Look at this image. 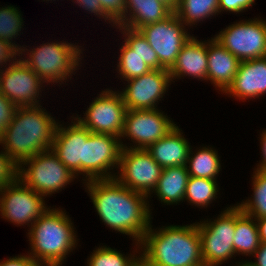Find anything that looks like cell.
<instances>
[{
  "instance_id": "6da1fadb",
  "label": "cell",
  "mask_w": 266,
  "mask_h": 266,
  "mask_svg": "<svg viewBox=\"0 0 266 266\" xmlns=\"http://www.w3.org/2000/svg\"><path fill=\"white\" fill-rule=\"evenodd\" d=\"M84 183L102 222L133 237L135 245L141 249L140 242L151 225L148 196L132 191L115 178Z\"/></svg>"
},
{
  "instance_id": "7a4b0ae2",
  "label": "cell",
  "mask_w": 266,
  "mask_h": 266,
  "mask_svg": "<svg viewBox=\"0 0 266 266\" xmlns=\"http://www.w3.org/2000/svg\"><path fill=\"white\" fill-rule=\"evenodd\" d=\"M57 125L41 105L17 107L1 135L0 145L19 166L38 153L51 150Z\"/></svg>"
},
{
  "instance_id": "3957f363",
  "label": "cell",
  "mask_w": 266,
  "mask_h": 266,
  "mask_svg": "<svg viewBox=\"0 0 266 266\" xmlns=\"http://www.w3.org/2000/svg\"><path fill=\"white\" fill-rule=\"evenodd\" d=\"M160 229V230H159ZM150 228L140 242L139 255L150 266H204L197 223Z\"/></svg>"
},
{
  "instance_id": "277c9868",
  "label": "cell",
  "mask_w": 266,
  "mask_h": 266,
  "mask_svg": "<svg viewBox=\"0 0 266 266\" xmlns=\"http://www.w3.org/2000/svg\"><path fill=\"white\" fill-rule=\"evenodd\" d=\"M29 229V256L39 265L61 266L78 244L71 219L58 208L48 209Z\"/></svg>"
},
{
  "instance_id": "5b68a950",
  "label": "cell",
  "mask_w": 266,
  "mask_h": 266,
  "mask_svg": "<svg viewBox=\"0 0 266 266\" xmlns=\"http://www.w3.org/2000/svg\"><path fill=\"white\" fill-rule=\"evenodd\" d=\"M29 52H27L29 58H20L47 84L48 82L60 83V81L63 83L70 75L72 76L82 59L80 46L66 43V41L47 42Z\"/></svg>"
},
{
  "instance_id": "8992f818",
  "label": "cell",
  "mask_w": 266,
  "mask_h": 266,
  "mask_svg": "<svg viewBox=\"0 0 266 266\" xmlns=\"http://www.w3.org/2000/svg\"><path fill=\"white\" fill-rule=\"evenodd\" d=\"M29 165L28 168L25 166ZM24 166V168H23ZM18 178L42 196L51 195L76 178L53 153L47 150L23 161L19 165Z\"/></svg>"
},
{
  "instance_id": "52a82bcc",
  "label": "cell",
  "mask_w": 266,
  "mask_h": 266,
  "mask_svg": "<svg viewBox=\"0 0 266 266\" xmlns=\"http://www.w3.org/2000/svg\"><path fill=\"white\" fill-rule=\"evenodd\" d=\"M214 221L197 222L204 266H218L235 255L233 239L236 206L228 207Z\"/></svg>"
},
{
  "instance_id": "ba28073f",
  "label": "cell",
  "mask_w": 266,
  "mask_h": 266,
  "mask_svg": "<svg viewBox=\"0 0 266 266\" xmlns=\"http://www.w3.org/2000/svg\"><path fill=\"white\" fill-rule=\"evenodd\" d=\"M119 167L120 174L114 178L132 191L148 197L155 189L163 171L147 149L128 148L124 144Z\"/></svg>"
},
{
  "instance_id": "9c48e42d",
  "label": "cell",
  "mask_w": 266,
  "mask_h": 266,
  "mask_svg": "<svg viewBox=\"0 0 266 266\" xmlns=\"http://www.w3.org/2000/svg\"><path fill=\"white\" fill-rule=\"evenodd\" d=\"M214 39L240 61L266 57V20L236 22L221 30Z\"/></svg>"
},
{
  "instance_id": "30bf717a",
  "label": "cell",
  "mask_w": 266,
  "mask_h": 266,
  "mask_svg": "<svg viewBox=\"0 0 266 266\" xmlns=\"http://www.w3.org/2000/svg\"><path fill=\"white\" fill-rule=\"evenodd\" d=\"M106 90L92 101L85 112V117H75V119L91 133L109 134L121 138L127 107L121 93Z\"/></svg>"
},
{
  "instance_id": "8fae6325",
  "label": "cell",
  "mask_w": 266,
  "mask_h": 266,
  "mask_svg": "<svg viewBox=\"0 0 266 266\" xmlns=\"http://www.w3.org/2000/svg\"><path fill=\"white\" fill-rule=\"evenodd\" d=\"M184 23L173 12L166 19L142 26L138 30L156 52L159 63L170 69L183 46L191 39Z\"/></svg>"
},
{
  "instance_id": "7c38bea8",
  "label": "cell",
  "mask_w": 266,
  "mask_h": 266,
  "mask_svg": "<svg viewBox=\"0 0 266 266\" xmlns=\"http://www.w3.org/2000/svg\"><path fill=\"white\" fill-rule=\"evenodd\" d=\"M44 196L27 187L19 178L0 190V213L11 223H35L48 209Z\"/></svg>"
},
{
  "instance_id": "4fadbf2b",
  "label": "cell",
  "mask_w": 266,
  "mask_h": 266,
  "mask_svg": "<svg viewBox=\"0 0 266 266\" xmlns=\"http://www.w3.org/2000/svg\"><path fill=\"white\" fill-rule=\"evenodd\" d=\"M121 138L109 134L91 133L84 144V181L112 179L110 169L119 168ZM86 174V175H85Z\"/></svg>"
},
{
  "instance_id": "5bb4252c",
  "label": "cell",
  "mask_w": 266,
  "mask_h": 266,
  "mask_svg": "<svg viewBox=\"0 0 266 266\" xmlns=\"http://www.w3.org/2000/svg\"><path fill=\"white\" fill-rule=\"evenodd\" d=\"M157 109L127 110L121 137H129L137 149H148L176 126Z\"/></svg>"
},
{
  "instance_id": "9a60e30c",
  "label": "cell",
  "mask_w": 266,
  "mask_h": 266,
  "mask_svg": "<svg viewBox=\"0 0 266 266\" xmlns=\"http://www.w3.org/2000/svg\"><path fill=\"white\" fill-rule=\"evenodd\" d=\"M0 70V92L17 107L37 106L44 81L22 60Z\"/></svg>"
},
{
  "instance_id": "2e32d148",
  "label": "cell",
  "mask_w": 266,
  "mask_h": 266,
  "mask_svg": "<svg viewBox=\"0 0 266 266\" xmlns=\"http://www.w3.org/2000/svg\"><path fill=\"white\" fill-rule=\"evenodd\" d=\"M126 81L128 85L120 93L127 110L157 109L156 104L168 90L171 77L168 69H157Z\"/></svg>"
},
{
  "instance_id": "e0dca14e",
  "label": "cell",
  "mask_w": 266,
  "mask_h": 266,
  "mask_svg": "<svg viewBox=\"0 0 266 266\" xmlns=\"http://www.w3.org/2000/svg\"><path fill=\"white\" fill-rule=\"evenodd\" d=\"M69 127L57 125L51 150L76 176L84 175V144L91 132L76 119Z\"/></svg>"
},
{
  "instance_id": "ac0fdd59",
  "label": "cell",
  "mask_w": 266,
  "mask_h": 266,
  "mask_svg": "<svg viewBox=\"0 0 266 266\" xmlns=\"http://www.w3.org/2000/svg\"><path fill=\"white\" fill-rule=\"evenodd\" d=\"M226 94L239 99L259 98L266 93V57L241 61Z\"/></svg>"
},
{
  "instance_id": "d6986e66",
  "label": "cell",
  "mask_w": 266,
  "mask_h": 266,
  "mask_svg": "<svg viewBox=\"0 0 266 266\" xmlns=\"http://www.w3.org/2000/svg\"><path fill=\"white\" fill-rule=\"evenodd\" d=\"M207 58V80L224 93L232 84L241 61L214 38L207 42Z\"/></svg>"
},
{
  "instance_id": "ffe728a7",
  "label": "cell",
  "mask_w": 266,
  "mask_h": 266,
  "mask_svg": "<svg viewBox=\"0 0 266 266\" xmlns=\"http://www.w3.org/2000/svg\"><path fill=\"white\" fill-rule=\"evenodd\" d=\"M207 71V42L198 41L192 36L180 50L175 63L169 69L171 81L181 76L207 80Z\"/></svg>"
},
{
  "instance_id": "44dd1931",
  "label": "cell",
  "mask_w": 266,
  "mask_h": 266,
  "mask_svg": "<svg viewBox=\"0 0 266 266\" xmlns=\"http://www.w3.org/2000/svg\"><path fill=\"white\" fill-rule=\"evenodd\" d=\"M181 133V129L175 126L147 149L162 168L186 166L191 147Z\"/></svg>"
},
{
  "instance_id": "7402d4cb",
  "label": "cell",
  "mask_w": 266,
  "mask_h": 266,
  "mask_svg": "<svg viewBox=\"0 0 266 266\" xmlns=\"http://www.w3.org/2000/svg\"><path fill=\"white\" fill-rule=\"evenodd\" d=\"M173 12L160 0H125L124 18L118 26L138 30L144 25L166 19Z\"/></svg>"
},
{
  "instance_id": "603a6c76",
  "label": "cell",
  "mask_w": 266,
  "mask_h": 266,
  "mask_svg": "<svg viewBox=\"0 0 266 266\" xmlns=\"http://www.w3.org/2000/svg\"><path fill=\"white\" fill-rule=\"evenodd\" d=\"M189 173L186 166L163 168L160 179L153 190L164 204L183 202Z\"/></svg>"
},
{
  "instance_id": "cb8c5ba5",
  "label": "cell",
  "mask_w": 266,
  "mask_h": 266,
  "mask_svg": "<svg viewBox=\"0 0 266 266\" xmlns=\"http://www.w3.org/2000/svg\"><path fill=\"white\" fill-rule=\"evenodd\" d=\"M255 218L242 212L236 204V226L233 239L235 254L253 255L260 246V238Z\"/></svg>"
},
{
  "instance_id": "d4e9b609",
  "label": "cell",
  "mask_w": 266,
  "mask_h": 266,
  "mask_svg": "<svg viewBox=\"0 0 266 266\" xmlns=\"http://www.w3.org/2000/svg\"><path fill=\"white\" fill-rule=\"evenodd\" d=\"M191 149L186 163L189 176L216 180L221 169L217 151L211 147H202L195 154Z\"/></svg>"
},
{
  "instance_id": "484cf974",
  "label": "cell",
  "mask_w": 266,
  "mask_h": 266,
  "mask_svg": "<svg viewBox=\"0 0 266 266\" xmlns=\"http://www.w3.org/2000/svg\"><path fill=\"white\" fill-rule=\"evenodd\" d=\"M174 12L185 26H192L219 13V0H179Z\"/></svg>"
},
{
  "instance_id": "4316f807",
  "label": "cell",
  "mask_w": 266,
  "mask_h": 266,
  "mask_svg": "<svg viewBox=\"0 0 266 266\" xmlns=\"http://www.w3.org/2000/svg\"><path fill=\"white\" fill-rule=\"evenodd\" d=\"M217 185L216 180L189 176L184 200L198 207H207L217 198Z\"/></svg>"
},
{
  "instance_id": "83f0119b",
  "label": "cell",
  "mask_w": 266,
  "mask_h": 266,
  "mask_svg": "<svg viewBox=\"0 0 266 266\" xmlns=\"http://www.w3.org/2000/svg\"><path fill=\"white\" fill-rule=\"evenodd\" d=\"M253 175V199L243 201L238 206L242 212L255 219L266 217V171L255 169Z\"/></svg>"
},
{
  "instance_id": "f1b7e54d",
  "label": "cell",
  "mask_w": 266,
  "mask_h": 266,
  "mask_svg": "<svg viewBox=\"0 0 266 266\" xmlns=\"http://www.w3.org/2000/svg\"><path fill=\"white\" fill-rule=\"evenodd\" d=\"M119 30L125 35V42L133 52L138 54L142 60L152 70L165 69L160 63L158 56L154 49L149 45L145 37L139 30H134L126 26H117Z\"/></svg>"
},
{
  "instance_id": "f546056e",
  "label": "cell",
  "mask_w": 266,
  "mask_h": 266,
  "mask_svg": "<svg viewBox=\"0 0 266 266\" xmlns=\"http://www.w3.org/2000/svg\"><path fill=\"white\" fill-rule=\"evenodd\" d=\"M23 19L19 10L14 6H5L0 8V39L8 41L11 44H14L19 50L22 56V52L26 47L21 48L15 43H12L13 38L15 39L23 28ZM11 40V41H10Z\"/></svg>"
},
{
  "instance_id": "4dcf8cb0",
  "label": "cell",
  "mask_w": 266,
  "mask_h": 266,
  "mask_svg": "<svg viewBox=\"0 0 266 266\" xmlns=\"http://www.w3.org/2000/svg\"><path fill=\"white\" fill-rule=\"evenodd\" d=\"M120 50L117 69L125 81L147 74L152 70L126 43L122 45Z\"/></svg>"
},
{
  "instance_id": "1f68e13d",
  "label": "cell",
  "mask_w": 266,
  "mask_h": 266,
  "mask_svg": "<svg viewBox=\"0 0 266 266\" xmlns=\"http://www.w3.org/2000/svg\"><path fill=\"white\" fill-rule=\"evenodd\" d=\"M90 255L88 266H133L141 257L134 255L124 256L109 246H101ZM136 257V258H134Z\"/></svg>"
},
{
  "instance_id": "d6a6232c",
  "label": "cell",
  "mask_w": 266,
  "mask_h": 266,
  "mask_svg": "<svg viewBox=\"0 0 266 266\" xmlns=\"http://www.w3.org/2000/svg\"><path fill=\"white\" fill-rule=\"evenodd\" d=\"M19 166L4 151L0 153V190L18 179Z\"/></svg>"
},
{
  "instance_id": "836d02e7",
  "label": "cell",
  "mask_w": 266,
  "mask_h": 266,
  "mask_svg": "<svg viewBox=\"0 0 266 266\" xmlns=\"http://www.w3.org/2000/svg\"><path fill=\"white\" fill-rule=\"evenodd\" d=\"M102 10L117 26L124 18L125 0H99Z\"/></svg>"
},
{
  "instance_id": "e575fe53",
  "label": "cell",
  "mask_w": 266,
  "mask_h": 266,
  "mask_svg": "<svg viewBox=\"0 0 266 266\" xmlns=\"http://www.w3.org/2000/svg\"><path fill=\"white\" fill-rule=\"evenodd\" d=\"M17 106L0 92V138L6 127L11 123Z\"/></svg>"
},
{
  "instance_id": "d590c367",
  "label": "cell",
  "mask_w": 266,
  "mask_h": 266,
  "mask_svg": "<svg viewBox=\"0 0 266 266\" xmlns=\"http://www.w3.org/2000/svg\"><path fill=\"white\" fill-rule=\"evenodd\" d=\"M255 0H219V13L229 11L234 13L242 12L253 6Z\"/></svg>"
},
{
  "instance_id": "8d00e7d4",
  "label": "cell",
  "mask_w": 266,
  "mask_h": 266,
  "mask_svg": "<svg viewBox=\"0 0 266 266\" xmlns=\"http://www.w3.org/2000/svg\"><path fill=\"white\" fill-rule=\"evenodd\" d=\"M17 55L20 57V50L14 44L0 39V67L7 63V61L10 63L11 59L13 62H16Z\"/></svg>"
},
{
  "instance_id": "74e56055",
  "label": "cell",
  "mask_w": 266,
  "mask_h": 266,
  "mask_svg": "<svg viewBox=\"0 0 266 266\" xmlns=\"http://www.w3.org/2000/svg\"><path fill=\"white\" fill-rule=\"evenodd\" d=\"M79 6L83 7V9L89 11L90 13H94V15H99L98 17L104 18L105 21L107 20L110 24L113 22L102 10V6L99 0H76Z\"/></svg>"
},
{
  "instance_id": "f35d334b",
  "label": "cell",
  "mask_w": 266,
  "mask_h": 266,
  "mask_svg": "<svg viewBox=\"0 0 266 266\" xmlns=\"http://www.w3.org/2000/svg\"><path fill=\"white\" fill-rule=\"evenodd\" d=\"M0 266H39L29 255H20L0 262Z\"/></svg>"
},
{
  "instance_id": "ab89813d",
  "label": "cell",
  "mask_w": 266,
  "mask_h": 266,
  "mask_svg": "<svg viewBox=\"0 0 266 266\" xmlns=\"http://www.w3.org/2000/svg\"><path fill=\"white\" fill-rule=\"evenodd\" d=\"M256 257L255 262L245 261L244 263L238 262L237 266H266V242H261L259 248L252 255Z\"/></svg>"
},
{
  "instance_id": "60d3db41",
  "label": "cell",
  "mask_w": 266,
  "mask_h": 266,
  "mask_svg": "<svg viewBox=\"0 0 266 266\" xmlns=\"http://www.w3.org/2000/svg\"><path fill=\"white\" fill-rule=\"evenodd\" d=\"M261 136V153L263 156L262 162L260 165H257V170L266 171V130L262 132Z\"/></svg>"
},
{
  "instance_id": "b9f144b4",
  "label": "cell",
  "mask_w": 266,
  "mask_h": 266,
  "mask_svg": "<svg viewBox=\"0 0 266 266\" xmlns=\"http://www.w3.org/2000/svg\"><path fill=\"white\" fill-rule=\"evenodd\" d=\"M258 226L259 238L261 242H266V217L255 219Z\"/></svg>"
},
{
  "instance_id": "7bdbcfd3",
  "label": "cell",
  "mask_w": 266,
  "mask_h": 266,
  "mask_svg": "<svg viewBox=\"0 0 266 266\" xmlns=\"http://www.w3.org/2000/svg\"><path fill=\"white\" fill-rule=\"evenodd\" d=\"M163 3L167 4L173 11H175L179 0H160Z\"/></svg>"
},
{
  "instance_id": "ee69618b",
  "label": "cell",
  "mask_w": 266,
  "mask_h": 266,
  "mask_svg": "<svg viewBox=\"0 0 266 266\" xmlns=\"http://www.w3.org/2000/svg\"><path fill=\"white\" fill-rule=\"evenodd\" d=\"M133 266H150L142 258H140Z\"/></svg>"
},
{
  "instance_id": "f6af8a7d",
  "label": "cell",
  "mask_w": 266,
  "mask_h": 266,
  "mask_svg": "<svg viewBox=\"0 0 266 266\" xmlns=\"http://www.w3.org/2000/svg\"><path fill=\"white\" fill-rule=\"evenodd\" d=\"M39 266H45V265H39ZM46 266H56V265H46Z\"/></svg>"
}]
</instances>
